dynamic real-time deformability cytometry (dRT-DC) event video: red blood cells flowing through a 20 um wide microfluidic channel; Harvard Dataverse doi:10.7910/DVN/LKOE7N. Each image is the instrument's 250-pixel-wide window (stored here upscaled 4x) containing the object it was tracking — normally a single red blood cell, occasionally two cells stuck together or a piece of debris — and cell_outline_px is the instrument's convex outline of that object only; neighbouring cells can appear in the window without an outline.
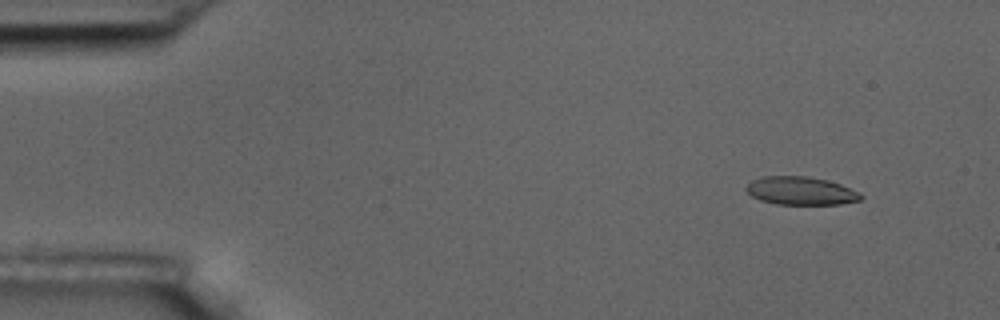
{"species": "common noctule bat (a hibernating species)", "species_latin": "Nyctalus noctula", "temperature_condition": "room temperature", "stored_images_in_passage": 6, "camera_frame_rate_fps": 3000, "um_per_image_px": 0.085, "animal": {"sex": "male", "body_mass_g": 17.5, "forearm_length_mm": 52.3}, "frame": {"image": 1, "passage_image": 2, "time_ms": 1.333, "image_size_px": [1000, 320], "cell_outline_px": [[864, 196], [860, 200], [840, 204], [776, 204], [760, 200], [752, 196], [744, 188], [752, 180], [764, 176], [808, 176], [828, 180], [840, 184], [860, 192]], "centroid_in_image_um": [68.08, 16.22], "position_along_channel_um": 16.9, "area_um2": 18.84}}